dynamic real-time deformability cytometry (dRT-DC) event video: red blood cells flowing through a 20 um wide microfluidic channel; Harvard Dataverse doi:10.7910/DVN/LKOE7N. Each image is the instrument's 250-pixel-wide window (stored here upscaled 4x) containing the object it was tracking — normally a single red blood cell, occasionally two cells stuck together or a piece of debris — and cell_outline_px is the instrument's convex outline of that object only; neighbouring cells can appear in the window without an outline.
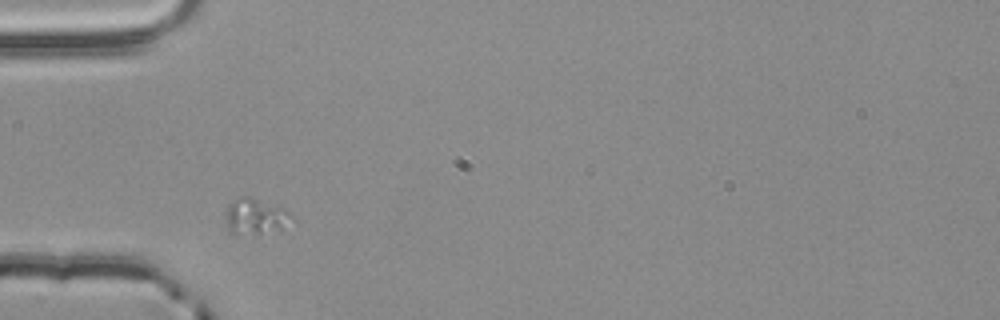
{"species": "common noctule bat (a hibernating species)", "species_latin": "Nyctalus noctula", "temperature_condition": "room temperature", "stored_images_in_passage": 2, "camera_frame_rate_fps": 3000, "um_per_image_px": 0.085, "animal": {"sex": "male", "body_mass_g": 20.4}, "frame": {"image": 1, "passage_image": 1, "time_ms": 0.0, "image_size_px": [1000, 320], "cell_outline_px": [[296, 220], [280, 232], [232, 232], [228, 228], [224, 212], [228, 204], [244, 196], [248, 196], [284, 208], [292, 212], [296, 216]], "centroid_in_image_um": [21.84, 18.39], "position_along_channel_um": 63.2, "area_um2": 13.93}}